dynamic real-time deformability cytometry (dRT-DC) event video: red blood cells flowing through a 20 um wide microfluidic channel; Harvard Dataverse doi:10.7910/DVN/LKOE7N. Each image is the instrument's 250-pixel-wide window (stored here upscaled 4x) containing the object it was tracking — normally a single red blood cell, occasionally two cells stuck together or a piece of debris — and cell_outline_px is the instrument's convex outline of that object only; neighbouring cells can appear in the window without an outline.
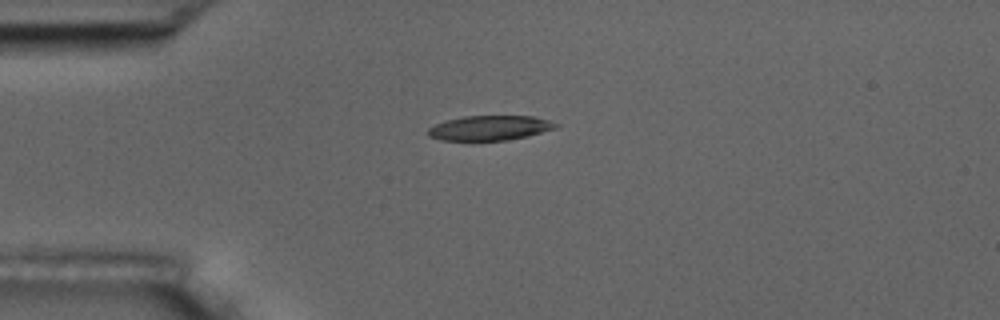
{"species": "common noctule bat (a hibernating species)", "species_latin": "Nyctalus noctula", "temperature_condition": "room temperature", "stored_images_in_passage": 1, "camera_frame_rate_fps": 3000, "um_per_image_px": 0.085, "animal": {"sex": "male", "body_mass_g": 17.5, "forearm_length_mm": 52.3}, "frame": {"image": 1, "passage_image": 1, "time_ms": 0.0, "image_size_px": [1000, 320], "cell_outline_px": [[560, 124], [556, 128], [528, 136], [508, 140], [472, 144], [440, 140], [428, 136], [424, 132], [428, 128], [436, 124], [448, 120], [464, 116], [532, 116], [548, 120]], "centroid_in_image_um": [41.54, 10.93], "position_along_channel_um": 43.5, "area_um2": 19.42}}